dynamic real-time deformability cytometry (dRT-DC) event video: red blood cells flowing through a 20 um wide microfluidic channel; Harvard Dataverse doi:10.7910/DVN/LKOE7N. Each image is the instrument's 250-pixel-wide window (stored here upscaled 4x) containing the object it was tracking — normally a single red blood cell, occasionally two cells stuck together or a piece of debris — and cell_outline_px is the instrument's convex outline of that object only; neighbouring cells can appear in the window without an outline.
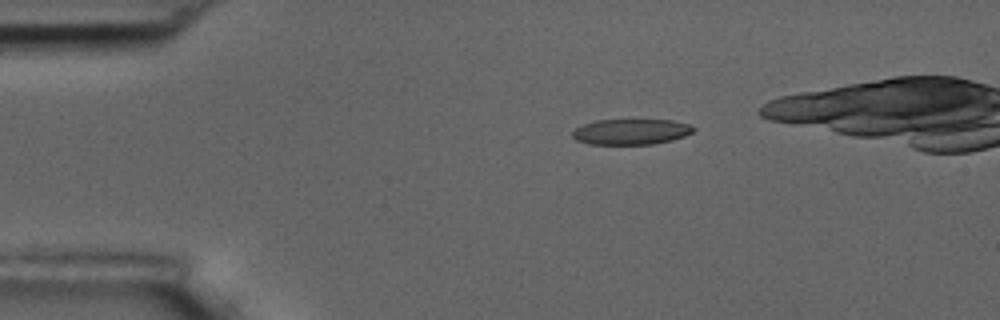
{"species": "common noctule bat (a hibernating species)", "species_latin": "Nyctalus noctula", "temperature_condition": "room temperature", "stored_images_in_passage": 7, "camera_frame_rate_fps": 3000, "um_per_image_px": 0.085, "animal": {"sex": "male", "body_mass_g": 17.5, "forearm_length_mm": 52.3}, "frame": {"image": 1, "passage_image": 1, "time_ms": 0.0, "image_size_px": [1000, 320], "cell_outline_px": [[696, 128], [692, 132], [684, 136], [672, 140], [652, 144], [588, 144], [576, 140], [572, 136], [572, 132], [576, 128], [584, 124], [596, 120], [672, 120], [692, 124]], "centroid_in_image_um": [53.66, 11.19], "position_along_channel_um": 31.3, "area_um2": 18.09}}
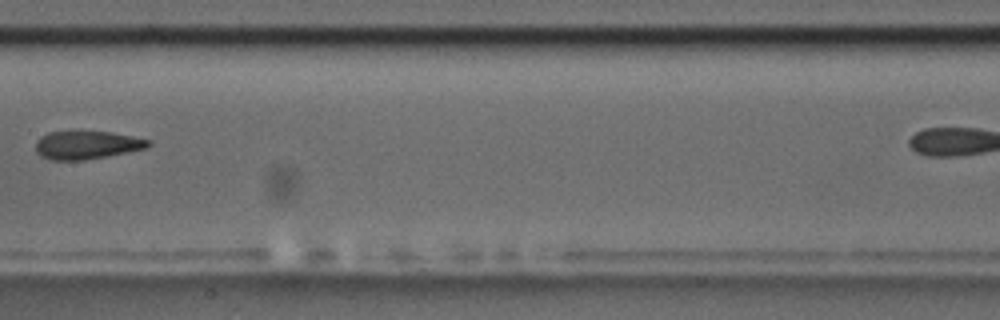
{"frame": {"image": 2, "passage_image": 6, "time_ms": 6.0, "image_size_px": [1000, 320], "cell_outline_px": [[152, 144], [148, 148], [84, 160], [52, 160], [40, 156], [36, 152], [36, 140], [40, 136], [48, 132], [68, 128], [80, 128], [112, 132], [152, 140]], "centroid_in_image_um": [7.34, 12.26], "position_along_channel_um": 200.1, "area_um2": 19.59}}
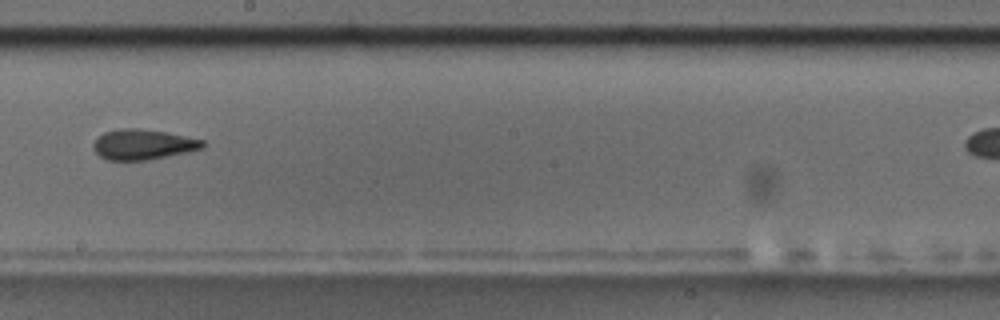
{"frame": {"image": 3, "passage_image": 7, "time_ms": 7.0, "image_size_px": [1000, 320], "cell_outline_px": [[204, 148], [188, 152], [148, 160], [108, 160], [100, 156], [92, 148], [92, 144], [104, 132], [120, 128], [140, 128], [164, 132], [204, 140]], "centroid_in_image_um": [12.15, 12.28], "position_along_channel_um": 236.1, "area_um2": 19.25}}